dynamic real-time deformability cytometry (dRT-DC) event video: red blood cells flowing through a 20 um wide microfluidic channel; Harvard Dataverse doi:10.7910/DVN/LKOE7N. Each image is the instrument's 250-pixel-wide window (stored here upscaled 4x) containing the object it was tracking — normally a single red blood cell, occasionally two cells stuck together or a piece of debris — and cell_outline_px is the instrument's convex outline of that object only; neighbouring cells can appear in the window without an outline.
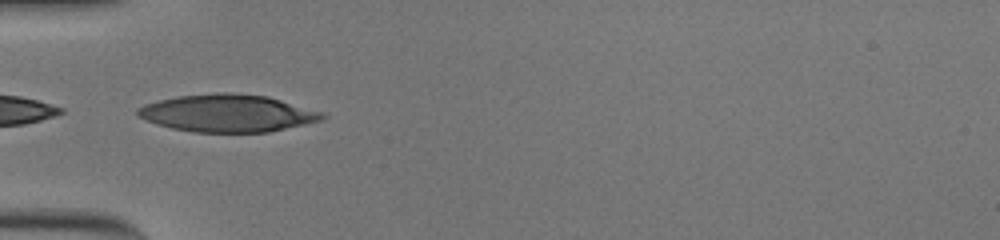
{"species": "human", "species_latin": "Homo sapiens", "temperature_condition": "cold", "stored_images_in_passage": 34, "camera_frame_rate_fps": 3000, "um_per_image_px": 0.085, "donor": {"sex": "male"}, "frame": {"image": 1, "passage_image": 1, "time_ms": 0.0, "image_size_px": [1000, 240], "cell_outline_px": [[320, 116], [308, 120], [280, 128], [264, 132], [204, 132], [180, 128], [164, 124], [152, 120], [144, 116], [140, 112], [144, 108], [152, 104], [164, 100], [188, 96], [264, 96], [276, 100]], "centroid_in_image_um": [19.22, 9.67], "position_along_channel_um": 65.8, "area_um2": 34.68}}
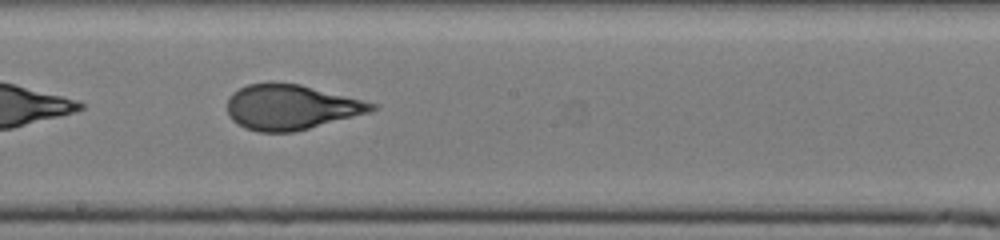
{"frame": {"image": 2, "passage_image": 14, "time_ms": 4.333, "image_size_px": [1000, 240], "cell_outline_px": [[372, 108], [360, 112], [304, 128], [284, 132], [268, 132], [248, 128], [240, 124], [232, 116], [228, 108], [228, 104], [232, 96], [236, 92], [252, 84], [296, 84], [372, 104]], "centroid_in_image_um": [24.58, 9.1], "position_along_channel_um": 223.6, "area_um2": 34.28}}
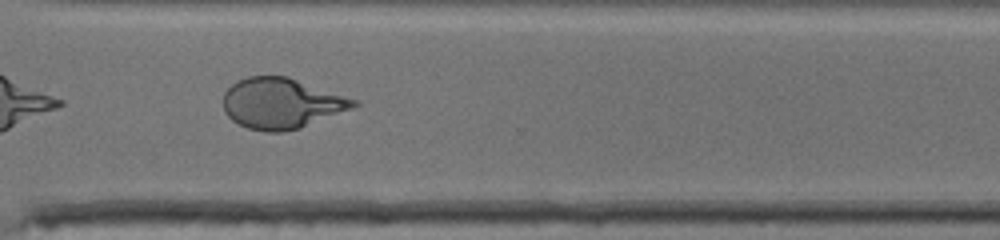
{"frame": {"image": 3, "passage_image": 24, "time_ms": 7.667, "image_size_px": [1000, 240], "cell_outline_px": [[352, 104], [344, 108], [296, 128], [252, 128], [240, 124], [224, 108], [224, 96], [240, 80], [252, 76], [284, 76], [352, 100]], "centroid_in_image_um": [23.78, 8.72], "position_along_channel_um": 346.8, "area_um2": 34.33}, "authors_computed_cell_mechanics": {"area_um2": 33.8419, "velocity_mm_per_s": 3.6992, "shape_relaxation_time_tau1_ms": 5.3681, "shape_relaxation_time_tau2_ms": null, "deformation_change_tau1": 0.2146, "deformation_change_tau2": null}}